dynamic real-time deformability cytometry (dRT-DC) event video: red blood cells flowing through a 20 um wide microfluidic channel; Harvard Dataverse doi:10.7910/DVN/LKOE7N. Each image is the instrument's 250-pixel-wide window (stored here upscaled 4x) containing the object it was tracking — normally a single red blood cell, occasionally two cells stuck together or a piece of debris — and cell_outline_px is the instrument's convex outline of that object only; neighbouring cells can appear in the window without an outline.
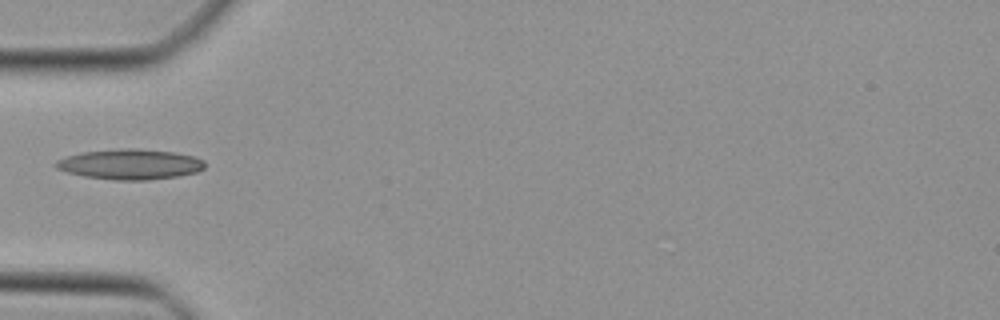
{"species": "Egyptian fruit bat (a non-hibernating species)", "species_latin": "Rousettus aegyptiacus", "temperature_condition": "cold", "stored_images_in_passage": 32, "camera_frame_rate_fps": 3000, "um_per_image_px": 0.085, "animal": {"sex": "female"}, "frame": {"image": 1, "passage_image": 1, "time_ms": 0.0, "image_size_px": [1000, 320], "cell_outline_px": [[204, 168], [196, 172], [176, 176], [148, 180], [112, 180], [84, 176], [68, 172], [56, 168], [52, 164], [56, 160], [80, 152], [120, 148], [136, 148], [172, 152], [196, 156], [204, 160]], "centroid_in_image_um": [11.03, 13.95], "position_along_channel_um": 74.0, "area_um2": 26.41}}
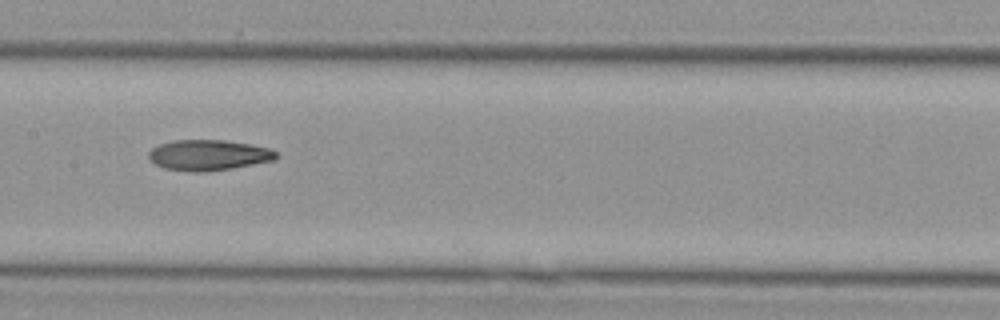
{"frame": {"image": 2, "passage_image": 9, "time_ms": 2.667, "image_size_px": [1000, 320], "cell_outline_px": [[276, 156], [272, 160], [232, 168], [204, 172], [192, 172], [164, 168], [148, 160], [148, 152], [152, 148], [160, 144], [172, 140], [224, 140], [248, 144], [268, 148], [276, 152]], "centroid_in_image_um": [17.64, 13.18], "position_along_channel_um": 189.8, "area_um2": 22.54}}
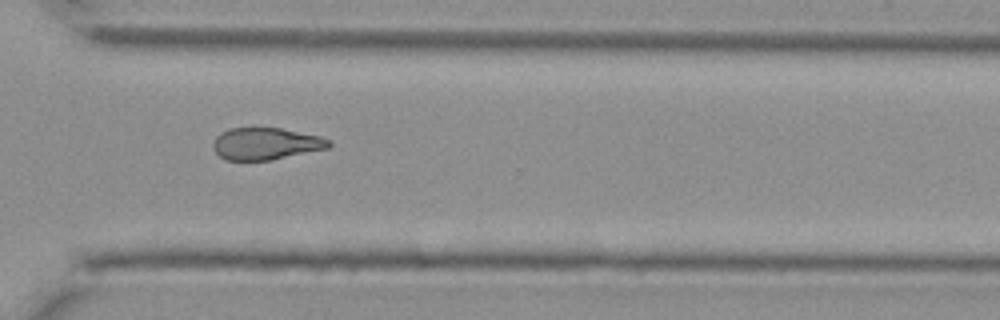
{"frame": {"image": 3, "passage_image": 20, "time_ms": 6.333, "image_size_px": [1000, 320], "cell_outline_px": [[332, 144], [328, 148], [272, 160], [224, 160], [212, 148], [212, 144], [216, 136], [220, 132], [228, 128], [280, 128], [320, 136], [332, 140]], "centroid_in_image_um": [22.58, 12.21], "position_along_channel_um": 348.0, "area_um2": 21.73}}